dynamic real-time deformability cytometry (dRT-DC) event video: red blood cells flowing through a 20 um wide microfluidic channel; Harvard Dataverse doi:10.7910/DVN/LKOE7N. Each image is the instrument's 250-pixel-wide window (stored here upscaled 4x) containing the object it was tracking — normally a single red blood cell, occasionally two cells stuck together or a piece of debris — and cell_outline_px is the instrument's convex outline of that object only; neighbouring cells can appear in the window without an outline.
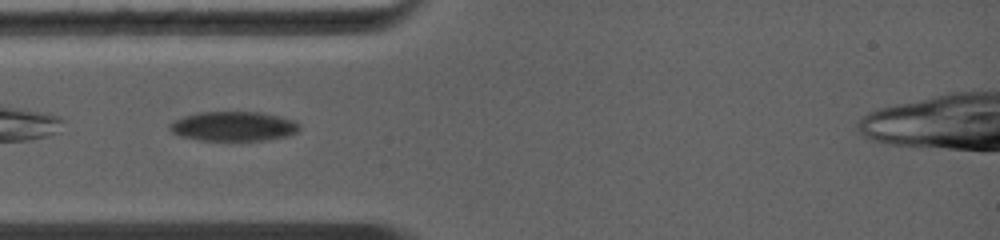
{"species": "common noctule bat (a hibernating species)", "species_latin": "Nyctalus noctula", "temperature_condition": "warm", "stored_images_in_passage": 24, "camera_frame_rate_fps": 5000, "um_per_image_px": 0.085, "animal": {"sex": "female", "body_mass_g": 19.0, "forearm_length_mm": 56.7}, "frame": {"image": 1, "passage_image": 2, "time_ms": 0.6, "image_size_px": [1000, 240], "cell_outline_px": [[300, 128], [296, 132], [288, 136], [268, 140], [200, 140], [180, 136], [172, 132], [168, 128], [168, 124], [172, 120], [196, 112], [260, 112], [280, 116], [296, 120], [300, 124]], "centroid_in_image_um": [19.84, 10.73], "position_along_channel_um": 65.2, "area_um2": 22.6}}
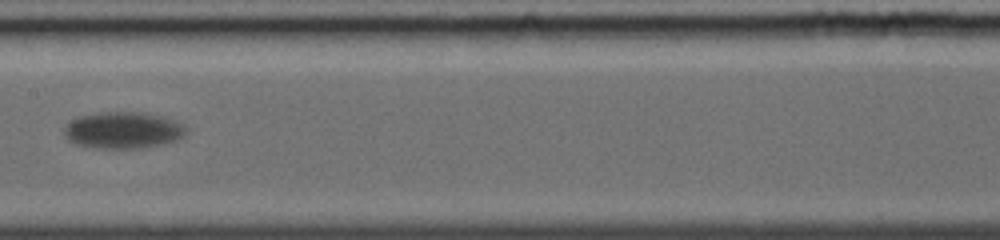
{"frame": {"image": 2, "passage_image": 7, "time_ms": 4.0, "image_size_px": [1000, 240], "cell_outline_px": [[184, 136], [176, 140], [160, 144], [140, 148], [100, 148], [76, 144], [68, 140], [64, 132], [64, 128], [68, 120], [80, 116], [100, 112], [144, 112], [176, 120], [184, 128]], "centroid_in_image_um": [10.41, 11.05], "position_along_channel_um": 197.0, "area_um2": 25.84}}
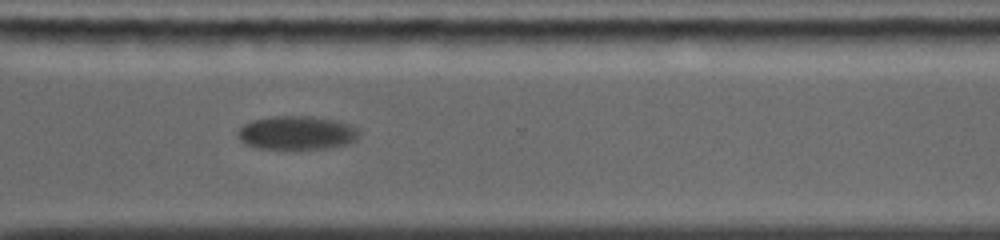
{"frame": {"image": 3, "passage_image": 16, "time_ms": 7.8, "image_size_px": [1000, 240], "cell_outline_px": [[360, 132], [356, 140], [348, 144], [328, 148], [260, 148], [244, 144], [236, 136], [240, 128], [244, 124], [252, 120], [272, 116], [312, 116], [336, 120], [352, 124]], "centroid_in_image_um": [25.24, 11.27], "position_along_channel_um": 345.4, "area_um2": 23.87}}